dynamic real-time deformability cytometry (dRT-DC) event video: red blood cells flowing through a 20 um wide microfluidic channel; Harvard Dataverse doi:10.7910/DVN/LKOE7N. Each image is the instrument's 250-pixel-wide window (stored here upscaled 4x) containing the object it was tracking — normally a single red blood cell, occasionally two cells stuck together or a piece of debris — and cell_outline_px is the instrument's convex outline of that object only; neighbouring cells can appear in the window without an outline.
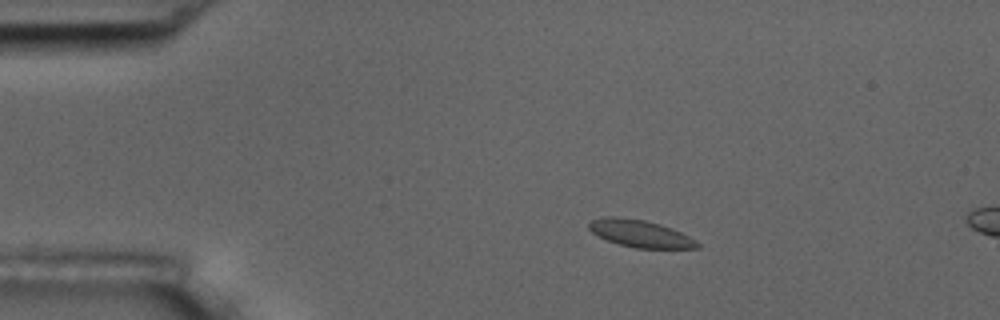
{"species": "common noctule bat (a hibernating species)", "species_latin": "Nyctalus noctula", "temperature_condition": "room temperature", "stored_images_in_passage": 3, "camera_frame_rate_fps": 3000, "um_per_image_px": 0.085, "animal": {"sex": "male", "body_mass_g": 17.5, "forearm_length_mm": 52.3}, "frame": {"image": 1, "passage_image": 1, "time_ms": 0.0, "image_size_px": [1000, 320], "cell_outline_px": [[700, 248], [636, 248], [620, 244], [608, 240], [592, 232], [588, 228], [588, 224], [592, 220], [604, 216], [616, 216], [644, 220], [660, 224], [672, 228], [688, 236], [700, 244]], "centroid_in_image_um": [54.41, 19.84], "position_along_channel_um": 30.6, "area_um2": 16.99}}